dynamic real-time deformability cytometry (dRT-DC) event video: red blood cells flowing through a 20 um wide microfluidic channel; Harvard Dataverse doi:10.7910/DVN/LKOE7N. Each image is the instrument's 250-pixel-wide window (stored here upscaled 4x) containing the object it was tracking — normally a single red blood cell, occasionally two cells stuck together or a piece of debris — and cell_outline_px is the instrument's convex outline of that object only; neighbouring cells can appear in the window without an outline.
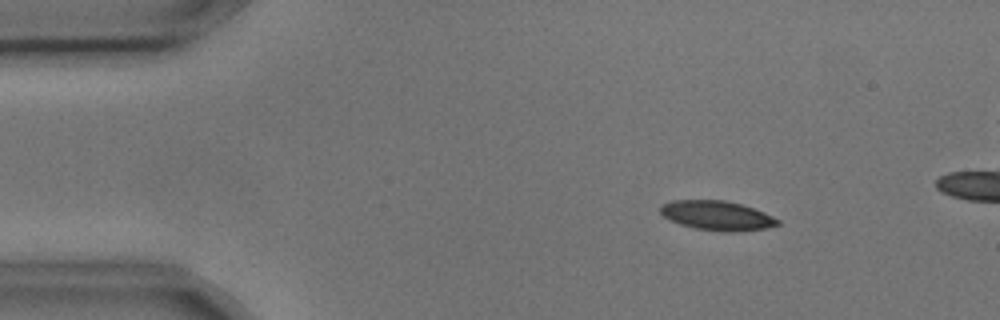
{"species": "common noctule bat (a hibernating species)", "species_latin": "Nyctalus noctula", "temperature_condition": "cold", "stored_images_in_passage": 5, "camera_frame_rate_fps": 3000, "um_per_image_px": 0.085, "animal": {"sex": "male", "body_mass_g": 17.9, "forearm_length_mm": 54.2}, "frame": {"image": 1, "passage_image": 2, "time_ms": 0.333, "image_size_px": [1000, 320], "cell_outline_px": [[780, 224], [764, 228], [736, 232], [724, 232], [692, 228], [668, 220], [660, 212], [660, 204], [672, 200], [724, 200], [740, 204], [764, 212], [780, 220]], "centroid_in_image_um": [60.9, 18.32], "position_along_channel_um": 24.1, "area_um2": 20.23}}